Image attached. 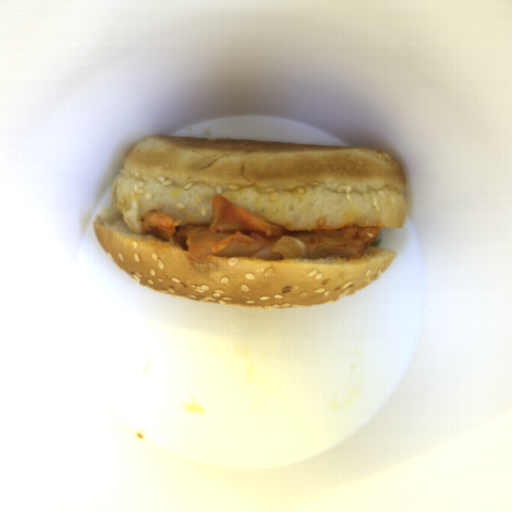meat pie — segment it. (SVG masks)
I'll return each instance as SVG.
<instances>
[{
    "instance_id": "meat-pie-1",
    "label": "meat pie",
    "mask_w": 512,
    "mask_h": 512,
    "mask_svg": "<svg viewBox=\"0 0 512 512\" xmlns=\"http://www.w3.org/2000/svg\"><path fill=\"white\" fill-rule=\"evenodd\" d=\"M182 220L169 218L157 210L147 211L142 235L174 239L195 257L210 255L243 256L258 260L286 258L360 259L375 241L380 227H344L315 231H289L270 225L221 195L211 198V224L177 229Z\"/></svg>"
}]
</instances>
